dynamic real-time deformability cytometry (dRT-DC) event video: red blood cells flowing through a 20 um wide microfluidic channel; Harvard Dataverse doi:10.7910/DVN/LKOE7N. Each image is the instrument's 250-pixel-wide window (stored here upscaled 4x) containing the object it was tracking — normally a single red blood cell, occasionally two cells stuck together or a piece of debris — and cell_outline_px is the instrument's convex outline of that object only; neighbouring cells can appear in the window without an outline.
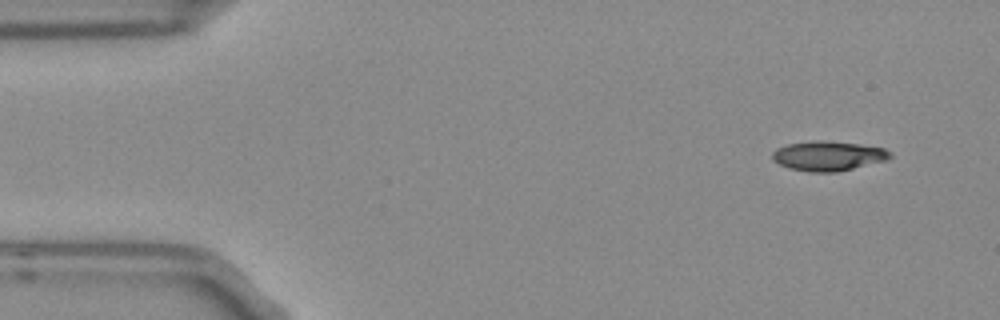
{"species": "Egyptian fruit bat (a non-hibernating species)", "species_latin": "Rousettus aegyptiacus", "temperature_condition": "room temperature", "stored_images_in_passage": 4, "camera_frame_rate_fps": 3000, "um_per_image_px": 0.085, "frame": {"image": 1, "passage_image": 1, "time_ms": 0.0, "image_size_px": [1000, 320], "cell_outline_px": [[892, 156], [888, 160], [836, 172], [812, 172], [788, 168], [772, 160], [772, 152], [776, 148], [788, 144], [860, 144], [884, 148], [892, 152]], "centroid_in_image_um": [70.44, 13.31], "position_along_channel_um": 14.6, "area_um2": 19.31}}
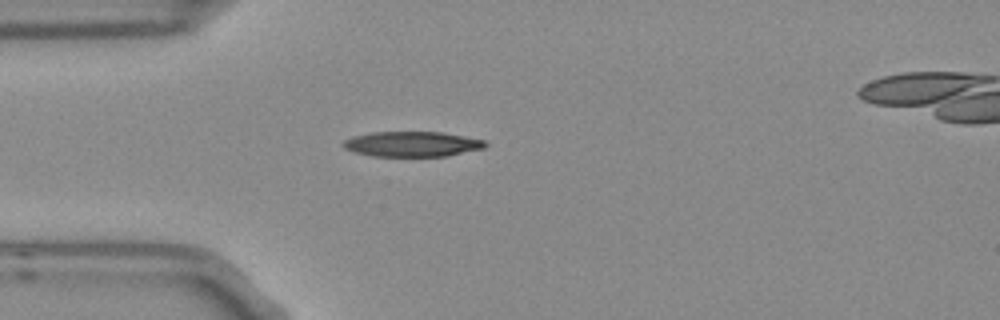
{"frame": {"image": 2, "passage_image": 4, "time_ms": 1.0, "image_size_px": [1000, 320], "cell_outline_px": [[488, 144], [484, 148], [448, 156], [372, 156], [352, 152], [344, 148], [340, 144], [344, 140], [352, 136], [372, 132], [444, 132], [484, 140]], "centroid_in_image_um": [35.0, 12.24], "position_along_channel_um": 50.0, "area_um2": 21.04}}